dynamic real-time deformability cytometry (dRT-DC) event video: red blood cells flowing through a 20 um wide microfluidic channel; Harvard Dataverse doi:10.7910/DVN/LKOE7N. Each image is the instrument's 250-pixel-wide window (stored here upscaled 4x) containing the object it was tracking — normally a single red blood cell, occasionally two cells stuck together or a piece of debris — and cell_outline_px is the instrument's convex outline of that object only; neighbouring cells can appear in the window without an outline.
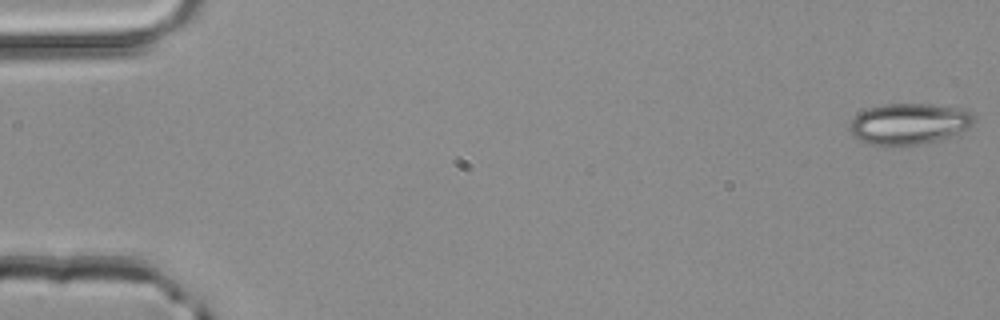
{"species": "common noctule bat (a hibernating species)", "species_latin": "Nyctalus noctula", "temperature_condition": "room temperature", "stored_images_in_passage": 51, "camera_frame_rate_fps": 3000, "um_per_image_px": 0.085, "animal": {"sex": "male", "body_mass_g": 20.4}, "frame": {"image": 1, "passage_image": 1, "time_ms": 0.0, "image_size_px": [1000, 320], "cell_outline_px": [[976, 120], [968, 128], [956, 136], [924, 144], [892, 148], [868, 144], [852, 136], [848, 128], [852, 120], [860, 112], [868, 108], [884, 104], [928, 104], [956, 108], [972, 112], [976, 116]], "centroid_in_image_um": [77.28, 10.57], "position_along_channel_um": 7.7, "area_um2": 30.63}}
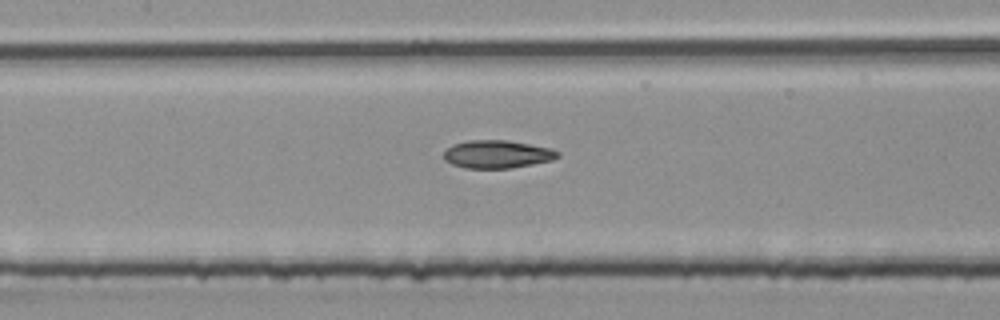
{"frame": {"image": 2, "passage_image": 24, "time_ms": 7.667, "image_size_px": [1000, 320], "cell_outline_px": [[560, 156], [552, 160], [512, 168], [464, 168], [452, 164], [444, 160], [444, 152], [452, 144], [468, 140], [508, 140], [552, 148], [560, 152]], "centroid_in_image_um": [42.27, 13.1], "position_along_channel_um": 165.1, "area_um2": 18.67}}
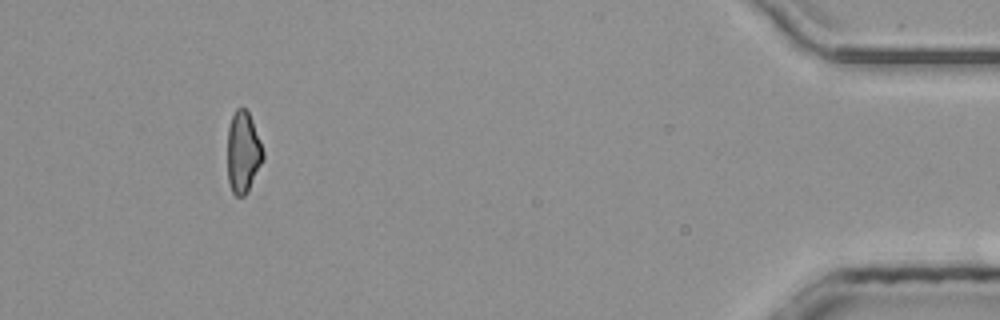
{"frame": {"image": 3, "passage_image": 47, "time_ms": 15.333, "image_size_px": [1000, 320], "cell_outline_px": [[264, 160], [248, 192], [244, 196], [236, 196], [232, 192], [228, 180], [228, 128], [232, 116], [236, 108], [244, 108], [248, 112], [252, 120], [260, 140], [264, 152]], "centroid_in_image_um": [20.68, 12.97], "position_along_channel_um": 414.5, "area_um2": 16.99}, "authors_computed_cell_mechanics": {"area_um2": 18.496, "velocity_mm_per_s": 4.1695, "shape_relaxation_time_tau1_ms": null, "shape_relaxation_time_tau2_ms": 3.1563, "deformation_change_tau1": null, "deformation_change_tau2": 0.104}}